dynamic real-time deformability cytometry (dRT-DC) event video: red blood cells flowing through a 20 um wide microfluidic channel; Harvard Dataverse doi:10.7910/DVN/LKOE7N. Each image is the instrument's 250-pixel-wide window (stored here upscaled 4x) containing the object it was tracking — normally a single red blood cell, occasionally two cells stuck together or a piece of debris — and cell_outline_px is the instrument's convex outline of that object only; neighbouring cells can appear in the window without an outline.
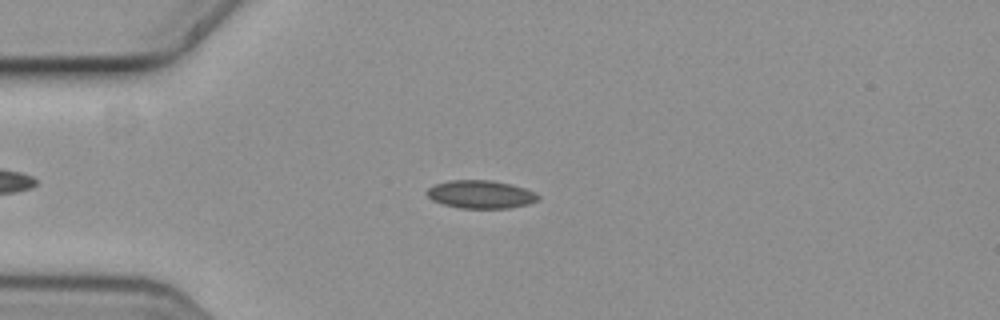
{"species": "common noctule bat (a hibernating species)", "species_latin": "Nyctalus noctula", "temperature_condition": "cold", "stored_images_in_passage": 5, "camera_frame_rate_fps": 3000, "um_per_image_px": 0.085, "animal": {"sex": "female", "body_mass_g": 19.3, "forearm_length_mm": 54.1}, "frame": {"image": 1, "passage_image": 5, "time_ms": 1.333, "image_size_px": [1000, 320], "cell_outline_px": [[540, 200], [528, 204], [508, 208], [460, 208], [444, 204], [432, 200], [424, 192], [428, 188], [436, 184], [452, 180], [492, 180], [524, 188], [536, 192], [540, 196]], "centroid_in_image_um": [40.87, 16.52], "position_along_channel_um": 44.1, "area_um2": 18.15}}